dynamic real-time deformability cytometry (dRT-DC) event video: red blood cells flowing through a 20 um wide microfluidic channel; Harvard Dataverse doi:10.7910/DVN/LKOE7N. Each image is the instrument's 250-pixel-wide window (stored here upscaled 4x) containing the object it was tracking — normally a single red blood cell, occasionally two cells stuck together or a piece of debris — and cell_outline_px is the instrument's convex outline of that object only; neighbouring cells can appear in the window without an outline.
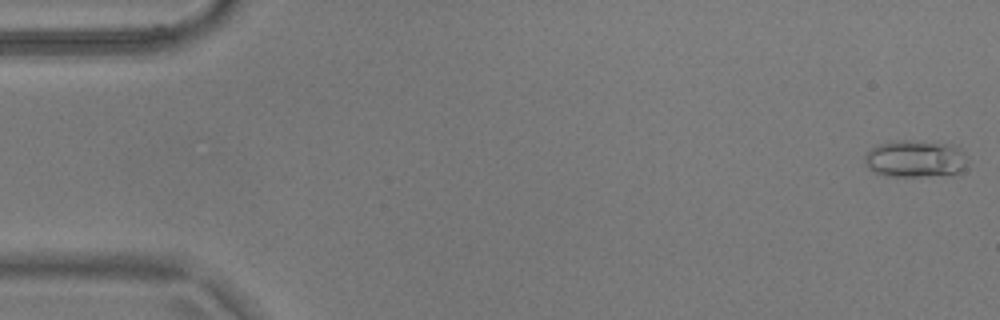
{"species": "common noctule bat (a hibernating species)", "species_latin": "Nyctalus noctula", "temperature_condition": "warm", "stored_images_in_passage": 54, "camera_frame_rate_fps": 3000, "um_per_image_px": 0.085, "animal": {"sex": "male", "body_mass_g": 17.9}, "frame": {"image": 1, "passage_image": 1, "time_ms": 0.0, "image_size_px": [1000, 320], "cell_outline_px": [[964, 168], [960, 172], [924, 176], [888, 176], [872, 172], [868, 168], [864, 160], [864, 156], [876, 144], [892, 140], [908, 140], [952, 144], [960, 148], [964, 152]], "centroid_in_image_um": [77.73, 13.48], "position_along_channel_um": 7.3, "area_um2": 22.2}}
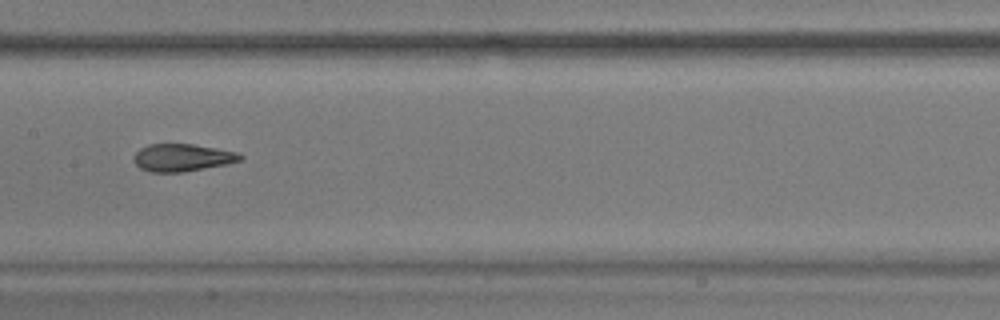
{"frame": {"image": 2, "passage_image": 27, "time_ms": 8.667, "image_size_px": [1000, 320], "cell_outline_px": [[244, 156], [240, 160], [224, 164], [180, 172], [148, 172], [140, 168], [136, 164], [132, 156], [140, 148], [148, 144], [192, 144], [240, 152]], "centroid_in_image_um": [15.46, 13.38], "position_along_channel_um": 191.9, "area_um2": 16.94}}
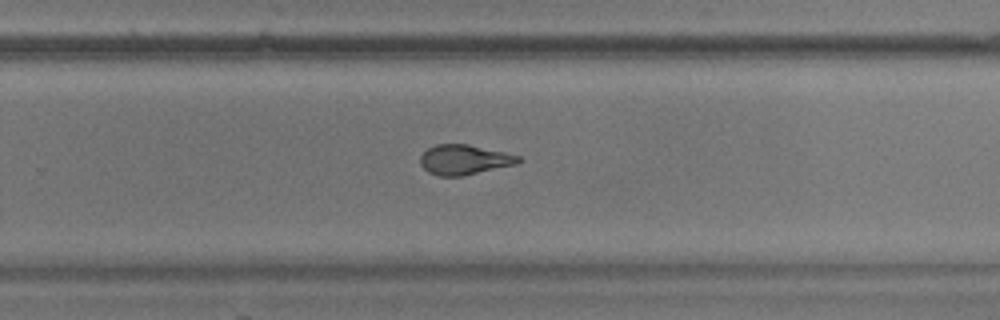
{"frame": {"image": 3, "passage_image": 35, "time_ms": 11.333, "image_size_px": [1000, 320], "cell_outline_px": [[524, 160], [516, 164], [460, 176], [436, 176], [428, 172], [420, 164], [420, 156], [428, 148], [436, 144], [468, 144], [504, 152], [520, 156]], "centroid_in_image_um": [39.45, 13.57], "position_along_channel_um": 290.3, "area_um2": 17.05}, "authors_computed_cell_mechanics": {"area_um2": 18.1492, "velocity_mm_per_s": 3.7112, "shape_relaxation_time_tau1_ms": 10.5111, "shape_relaxation_time_tau2_ms": 1.3123, "deformation_change_tau1": 0.2848, "deformation_change_tau2": 0.0788}}